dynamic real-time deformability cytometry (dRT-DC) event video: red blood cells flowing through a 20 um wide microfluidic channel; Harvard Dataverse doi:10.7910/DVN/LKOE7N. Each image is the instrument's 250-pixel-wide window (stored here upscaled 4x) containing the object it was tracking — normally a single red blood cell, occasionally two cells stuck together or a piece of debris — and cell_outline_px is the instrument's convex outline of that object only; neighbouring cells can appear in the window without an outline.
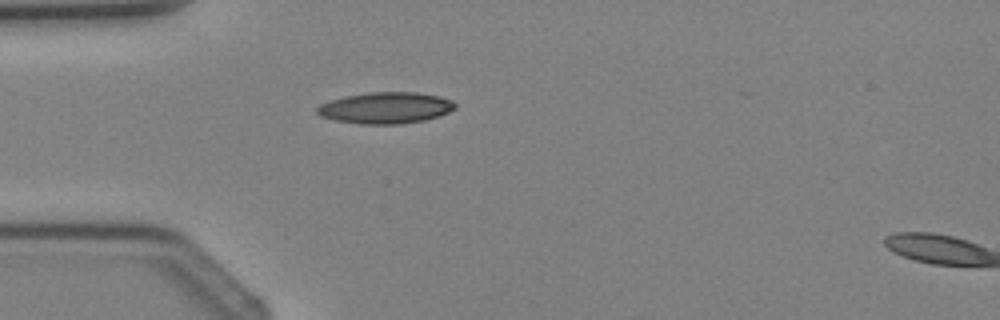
{"species": "Egyptian fruit bat (a non-hibernating species)", "species_latin": "Rousettus aegyptiacus", "temperature_condition": "cold", "stored_images_in_passage": 4, "segment_of_instrument_passage": [1, 2], "camera_frame_rate_fps": 3000, "um_per_image_px": 0.085, "animal": {"sex": "female"}, "frame": {"image": 1, "passage_image": 3, "time_ms": 3.333, "image_size_px": [1000, 320], "cell_outline_px": [[456, 108], [448, 112], [424, 120], [400, 124], [360, 124], [336, 120], [320, 116], [316, 112], [316, 108], [320, 104], [328, 100], [344, 96], [368, 92], [416, 92], [436, 96], [452, 100], [456, 104]], "centroid_in_image_um": [32.73, 9.16], "position_along_channel_um": 52.3, "area_um2": 25.2}}